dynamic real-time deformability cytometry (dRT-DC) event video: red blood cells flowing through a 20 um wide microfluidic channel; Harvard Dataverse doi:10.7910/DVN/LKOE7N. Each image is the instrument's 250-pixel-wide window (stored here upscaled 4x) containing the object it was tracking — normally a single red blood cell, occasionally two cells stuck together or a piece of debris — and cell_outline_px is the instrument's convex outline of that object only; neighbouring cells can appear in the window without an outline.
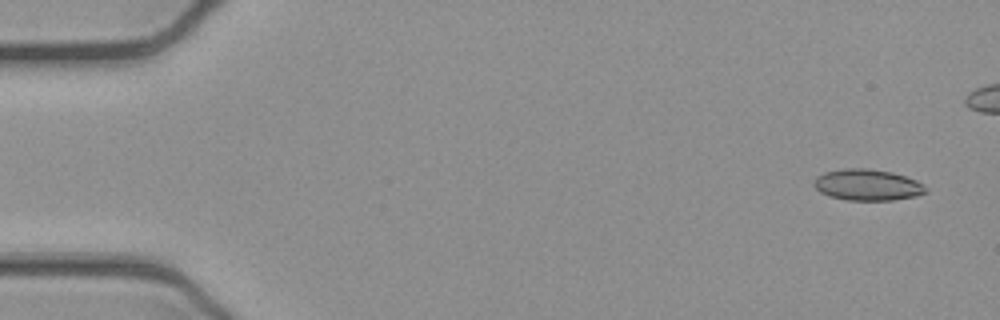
{"species": "common noctule bat (a hibernating species)", "species_latin": "Nyctalus noctula", "temperature_condition": "cold", "stored_images_in_passage": 45, "camera_frame_rate_fps": 3000, "um_per_image_px": 0.085, "animal": {"sex": "female", "body_mass_g": 21.9}, "frame": {"image": 1, "passage_image": 2, "time_ms": 0.333, "image_size_px": [1000, 320], "cell_outline_px": [[928, 192], [916, 196], [892, 200], [848, 200], [828, 196], [820, 192], [812, 184], [816, 176], [824, 172], [844, 168], [868, 168], [892, 172], [916, 180], [924, 184]], "centroid_in_image_um": [73.72, 15.71], "position_along_channel_um": 11.3, "area_um2": 20.52}}
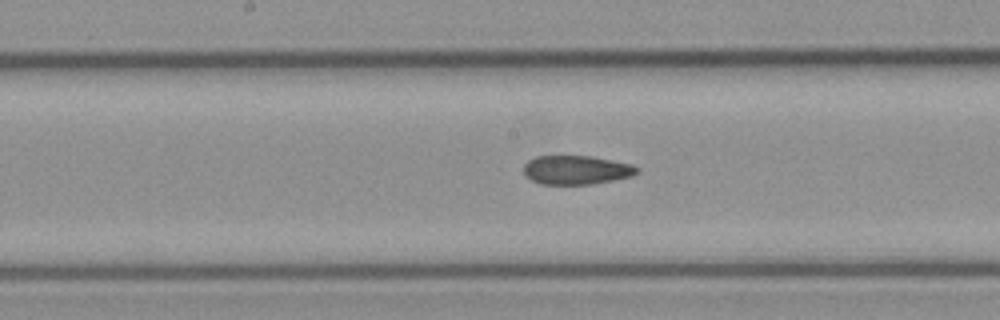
{"frame": {"image": 2, "passage_image": 26, "time_ms": 8.333, "image_size_px": [1000, 320], "cell_outline_px": [[640, 168], [632, 176], [592, 184], [540, 184], [524, 176], [524, 164], [528, 160], [536, 156], [592, 156], [632, 164]], "centroid_in_image_um": [48.96, 14.44], "position_along_channel_um": 199.2, "area_um2": 19.13}}
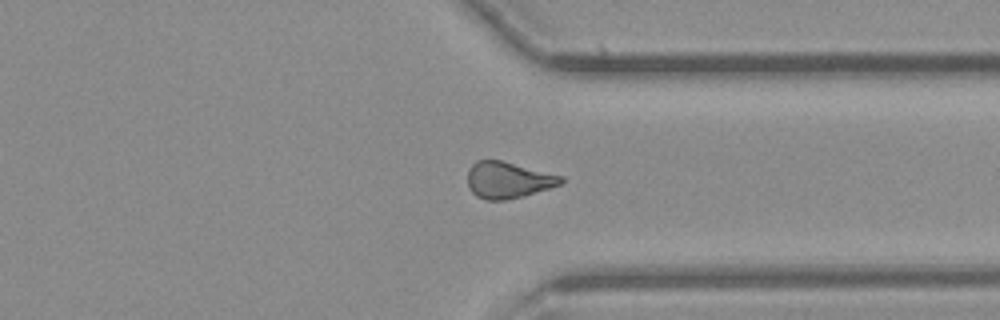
{"frame": {"image": 3, "passage_image": 39, "time_ms": 12.667, "image_size_px": [1000, 320], "cell_outline_px": [[564, 180], [560, 184], [524, 196], [508, 200], [488, 200], [476, 196], [468, 188], [468, 168], [476, 160], [500, 160], [564, 176]], "centroid_in_image_um": [43.16, 15.3], "position_along_channel_um": 368.2, "area_um2": 19.83}, "authors_computed_cell_mechanics": {"area_um2": 20.1144, "velocity_mm_per_s": 3.9105, "shape_relaxation_time_tau1_ms": null, "shape_relaxation_time_tau2_ms": 3.1855, "deformation_change_tau1": null, "deformation_change_tau2": 0.0835}}